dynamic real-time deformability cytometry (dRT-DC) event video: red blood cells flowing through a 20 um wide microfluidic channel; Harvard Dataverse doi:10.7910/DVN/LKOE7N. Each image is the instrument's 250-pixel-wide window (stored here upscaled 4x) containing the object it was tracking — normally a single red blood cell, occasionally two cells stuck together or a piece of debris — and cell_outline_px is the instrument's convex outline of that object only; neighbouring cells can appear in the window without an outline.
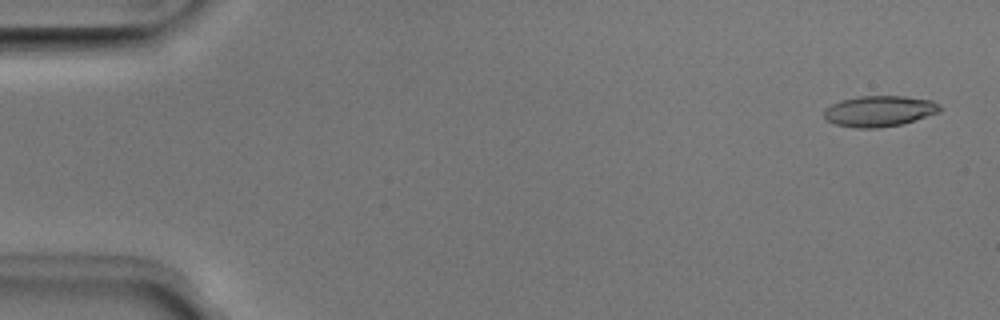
{"species": "Egyptian fruit bat (a non-hibernating species)", "species_latin": "Rousettus aegyptiacus", "temperature_condition": "room temperature", "stored_images_in_passage": 51, "camera_frame_rate_fps": 3000, "um_per_image_px": 0.085, "animal": {"sex": "male"}, "frame": {"image": 1, "passage_image": 2, "time_ms": 0.333, "image_size_px": [1000, 320], "cell_outline_px": [[940, 112], [900, 124], [876, 128], [856, 128], [836, 124], [828, 120], [824, 116], [824, 108], [840, 100], [860, 96], [904, 96], [932, 100], [940, 104]], "centroid_in_image_um": [74.73, 9.43], "position_along_channel_um": 10.3, "area_um2": 20.69}}
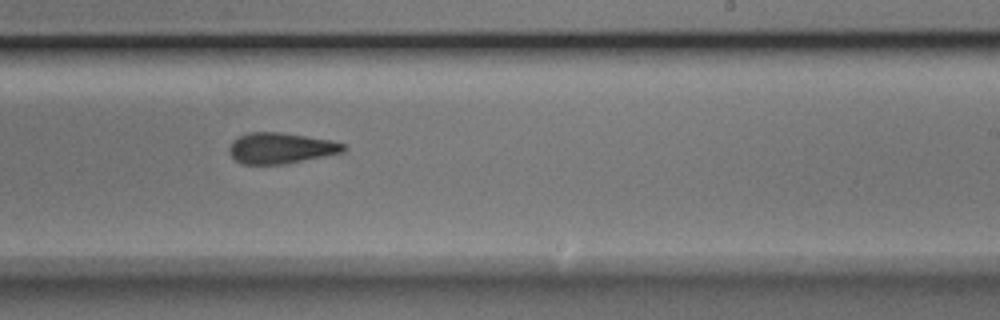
{"frame": {"image": 2, "passage_image": 31, "time_ms": 10.0, "image_size_px": [1000, 320], "cell_outline_px": [[344, 152], [284, 164], [240, 164], [228, 152], [228, 148], [232, 140], [248, 132], [280, 132], [332, 140], [344, 144]], "centroid_in_image_um": [23.82, 12.59], "position_along_channel_um": 265.2, "area_um2": 20.52}}
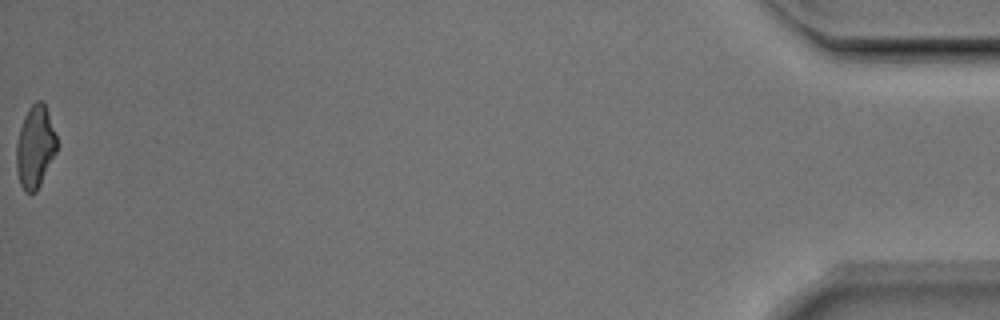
{"frame": {"image": 3, "passage_image": 51, "time_ms": 16.667, "image_size_px": [1000, 320], "cell_outline_px": [[56, 152], [36, 192], [24, 192], [20, 184], [16, 168], [16, 140], [24, 116], [28, 108], [36, 100], [40, 100], [44, 104], [48, 112], [56, 136]], "centroid_in_image_um": [2.96, 12.48], "position_along_channel_um": 432.2, "area_um2": 19.25}, "authors_computed_cell_mechanics": {"area_um2": 20.7502, "velocity_mm_per_s": 3.9871, "shape_relaxation_time_tau1_ms": 4.4079, "shape_relaxation_time_tau2_ms": 2.4518, "deformation_change_tau1": 0.1763, "deformation_change_tau2": 0.1217}}